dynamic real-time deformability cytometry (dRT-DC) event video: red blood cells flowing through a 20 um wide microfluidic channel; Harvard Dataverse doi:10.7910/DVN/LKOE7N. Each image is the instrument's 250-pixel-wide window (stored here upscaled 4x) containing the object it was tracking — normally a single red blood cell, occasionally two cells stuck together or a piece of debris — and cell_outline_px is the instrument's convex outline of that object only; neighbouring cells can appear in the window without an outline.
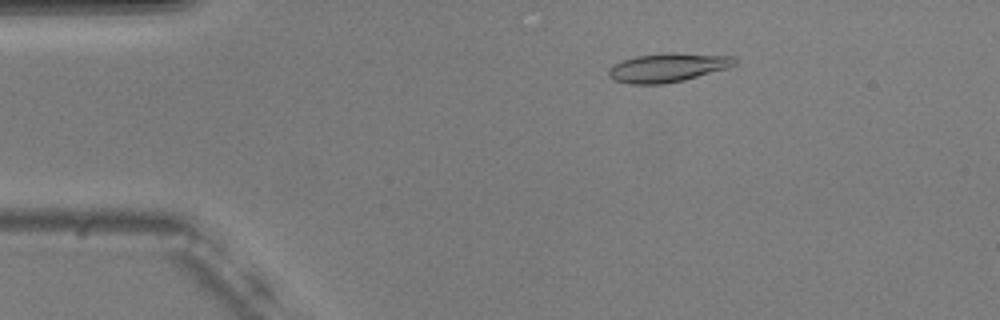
{"species": "common noctule bat (a hibernating species)", "species_latin": "Nyctalus noctula", "temperature_condition": "warm", "stored_images_in_passage": 54, "camera_frame_rate_fps": 3000, "um_per_image_px": 0.085, "animal": {"sex": "male", "body_mass_g": 20.5, "forearm_length_mm": 52.5}, "frame": {"image": 1, "passage_image": 9, "time_ms": 2.667, "image_size_px": [1000, 320], "cell_outline_px": [[736, 64], [728, 68], [684, 80], [664, 84], [632, 84], [616, 80], [608, 76], [608, 68], [612, 64], [636, 56], [668, 52], [676, 52], [732, 56], [736, 60]], "centroid_in_image_um": [56.75, 5.73], "position_along_channel_um": 28.2, "area_um2": 21.27}}
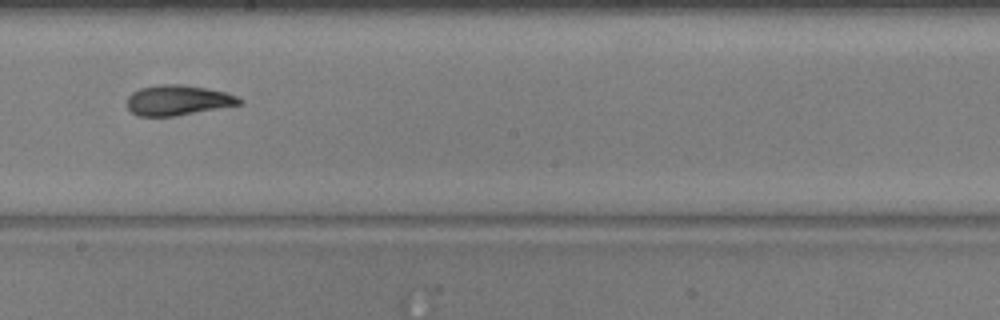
{"frame": {"image": 2, "passage_image": 30, "time_ms": 9.667, "image_size_px": [1000, 320], "cell_outline_px": [[244, 104], [176, 116], [136, 116], [128, 108], [128, 96], [132, 92], [140, 88], [156, 84], [180, 84], [204, 88], [224, 92], [236, 96], [244, 100]], "centroid_in_image_um": [15.13, 8.52], "position_along_channel_um": 233.1, "area_um2": 19.88}}
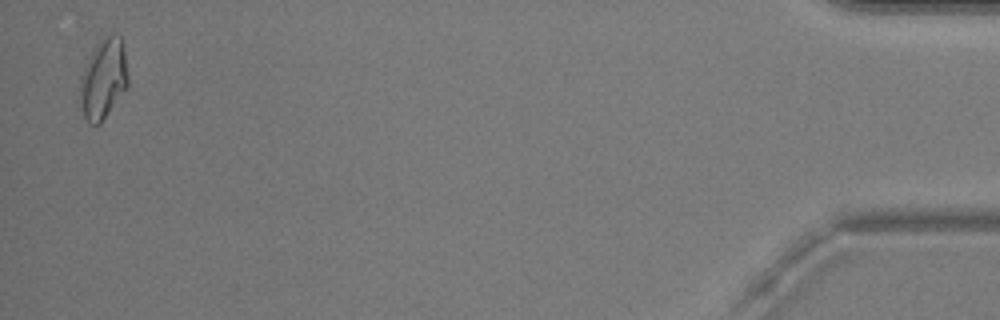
{"frame": {"image": 3, "passage_image": 53, "time_ms": 17.333, "image_size_px": [1000, 320], "cell_outline_px": [[128, 88], [100, 124], [88, 124], [76, 100], [80, 80], [84, 68], [96, 44], [104, 36], [112, 32], [116, 32], [120, 36], [124, 48], [128, 72]], "centroid_in_image_um": [8.77, 6.73], "position_along_channel_um": 426.4, "area_um2": 23.18}, "authors_computed_cell_mechanics": {"area_um2": 20.2011, "velocity_mm_per_s": 3.7099, "shape_relaxation_time_tau1_ms": 6.2047, "shape_relaxation_time_tau2_ms": 2.2337, "deformation_change_tau1": 0.207, "deformation_change_tau2": 0.0947}}